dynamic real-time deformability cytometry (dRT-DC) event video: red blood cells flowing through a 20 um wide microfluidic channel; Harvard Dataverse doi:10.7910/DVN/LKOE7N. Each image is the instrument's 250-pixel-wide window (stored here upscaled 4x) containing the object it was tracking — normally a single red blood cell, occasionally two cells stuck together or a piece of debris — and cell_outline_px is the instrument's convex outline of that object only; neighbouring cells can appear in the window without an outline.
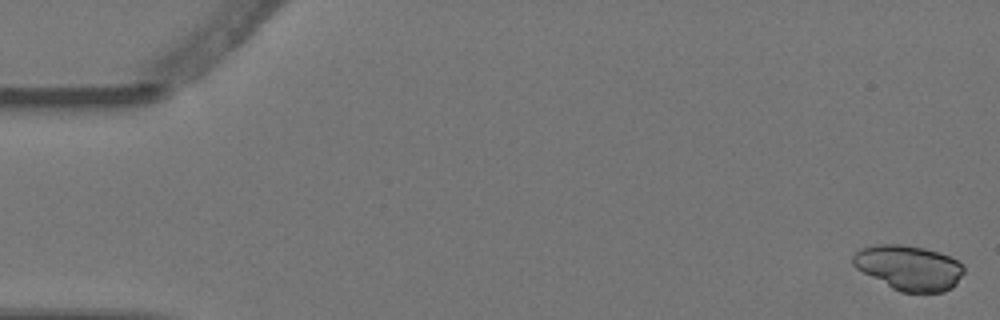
{"species": "Egyptian fruit bat (a non-hibernating species)", "species_latin": "Rousettus aegyptiacus", "temperature_condition": "warm", "stored_images_in_passage": 5, "camera_frame_rate_fps": 3000, "um_per_image_px": 0.085, "animal": {"sex": "female"}, "frame": {"image": 1, "passage_image": 1, "time_ms": 0.0, "image_size_px": [1000, 320], "cell_outline_px": [[964, 272], [956, 284], [952, 288], [944, 292], [900, 292], [892, 288], [856, 268], [852, 264], [852, 256], [860, 248], [876, 244], [900, 244], [924, 248], [940, 252], [964, 264]], "centroid_in_image_um": [77.27, 22.75], "position_along_channel_um": 7.7, "area_um2": 29.07}}